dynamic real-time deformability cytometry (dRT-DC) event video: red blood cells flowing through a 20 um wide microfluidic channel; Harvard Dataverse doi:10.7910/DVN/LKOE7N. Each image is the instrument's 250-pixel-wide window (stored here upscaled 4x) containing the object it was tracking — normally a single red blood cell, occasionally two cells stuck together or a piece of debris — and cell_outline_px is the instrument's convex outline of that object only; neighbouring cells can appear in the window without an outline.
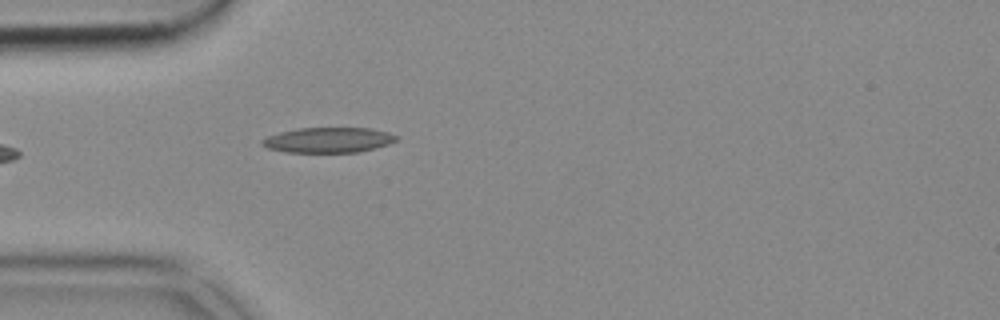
{"species": "common noctule bat (a hibernating species)", "species_latin": "Nyctalus noctula", "temperature_condition": "cold", "stored_images_in_passage": 5, "camera_frame_rate_fps": 3000, "um_per_image_px": 0.085, "animal": {"sex": "female", "body_mass_g": 18.4}, "frame": {"image": 1, "passage_image": 1, "time_ms": 0.0, "image_size_px": [1000, 320], "cell_outline_px": [[400, 136], [396, 140], [388, 144], [360, 152], [284, 152], [268, 148], [260, 144], [260, 140], [268, 136], [280, 132], [300, 128], [368, 128], [388, 132]], "centroid_in_image_um": [27.9, 11.9], "position_along_channel_um": 57.1, "area_um2": 19.71}}